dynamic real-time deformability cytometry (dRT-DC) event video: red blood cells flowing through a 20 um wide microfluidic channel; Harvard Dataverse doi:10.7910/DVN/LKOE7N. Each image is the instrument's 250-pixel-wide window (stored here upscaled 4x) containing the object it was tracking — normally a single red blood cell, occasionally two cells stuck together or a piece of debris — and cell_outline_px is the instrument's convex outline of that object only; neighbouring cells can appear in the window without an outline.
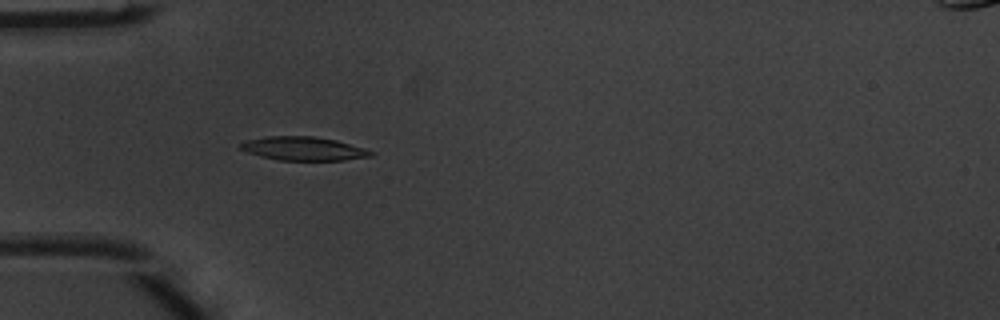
{"species": "common noctule bat (a hibernating species)", "species_latin": "Nyctalus noctula", "temperature_condition": "warm", "stored_images_in_passage": 4, "camera_frame_rate_fps": 3000, "um_per_image_px": 0.085, "animal": {"sex": "male", "body_mass_g": 20.1, "forearm_length_mm": 53.5}, "frame": {"image": 1, "passage_image": 4, "time_ms": 1.0, "image_size_px": [1000, 320], "cell_outline_px": [[376, 152], [372, 156], [344, 160], [280, 160], [260, 156], [248, 152], [240, 148], [236, 144], [244, 140], [268, 136], [312, 136], [336, 140], [364, 148]], "centroid_in_image_um": [25.77, 12.62], "position_along_channel_um": 59.2, "area_um2": 18.03}}